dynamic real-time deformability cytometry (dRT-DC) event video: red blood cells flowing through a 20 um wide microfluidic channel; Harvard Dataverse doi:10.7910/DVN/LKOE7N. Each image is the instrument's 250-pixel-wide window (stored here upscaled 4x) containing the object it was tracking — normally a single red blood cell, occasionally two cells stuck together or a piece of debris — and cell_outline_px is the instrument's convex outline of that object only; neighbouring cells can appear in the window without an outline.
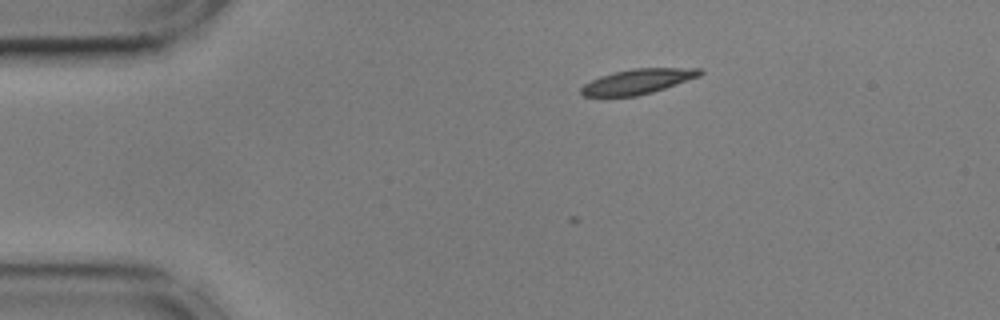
{"species": "common noctule bat (a hibernating species)", "species_latin": "Nyctalus noctula", "temperature_condition": "cold", "stored_images_in_passage": 2, "camera_frame_rate_fps": 3000, "um_per_image_px": 0.085, "animal": {"sex": "male", "body_mass_g": 17.9, "forearm_length_mm": 54.2}, "frame": {"image": 1, "passage_image": 2, "time_ms": 0.333, "image_size_px": [1000, 320], "cell_outline_px": [[704, 72], [700, 76], [652, 92], [636, 96], [584, 96], [580, 92], [580, 88], [584, 84], [600, 76], [632, 68], [700, 68]], "centroid_in_image_um": [54.21, 6.92], "position_along_channel_um": 30.8, "area_um2": 17.11}}